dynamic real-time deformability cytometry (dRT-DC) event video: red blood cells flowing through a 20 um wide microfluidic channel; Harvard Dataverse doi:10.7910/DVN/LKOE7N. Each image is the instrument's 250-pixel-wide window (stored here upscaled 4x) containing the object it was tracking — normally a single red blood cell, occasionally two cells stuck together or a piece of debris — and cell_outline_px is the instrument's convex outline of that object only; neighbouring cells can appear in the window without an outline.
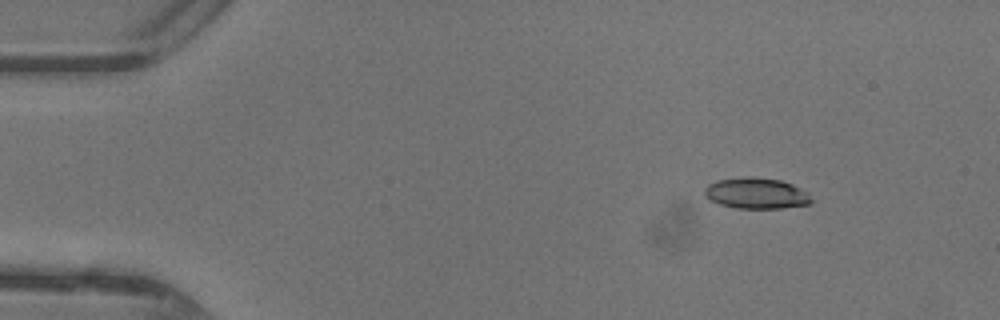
{"species": "common noctule bat (a hibernating species)", "species_latin": "Nyctalus noctula", "temperature_condition": "warm", "stored_images_in_passage": 7, "camera_frame_rate_fps": 3000, "um_per_image_px": 0.085, "animal": {"sex": "female"}, "frame": {"image": 1, "passage_image": 1, "time_ms": 0.0, "image_size_px": [1000, 320], "cell_outline_px": [[812, 204], [780, 208], [736, 208], [720, 204], [708, 200], [704, 196], [704, 188], [708, 184], [716, 180], [744, 176], [752, 176], [780, 180], [792, 184], [800, 188], [812, 200]], "centroid_in_image_um": [64.22, 16.42], "position_along_channel_um": 20.8, "area_um2": 19.36}}